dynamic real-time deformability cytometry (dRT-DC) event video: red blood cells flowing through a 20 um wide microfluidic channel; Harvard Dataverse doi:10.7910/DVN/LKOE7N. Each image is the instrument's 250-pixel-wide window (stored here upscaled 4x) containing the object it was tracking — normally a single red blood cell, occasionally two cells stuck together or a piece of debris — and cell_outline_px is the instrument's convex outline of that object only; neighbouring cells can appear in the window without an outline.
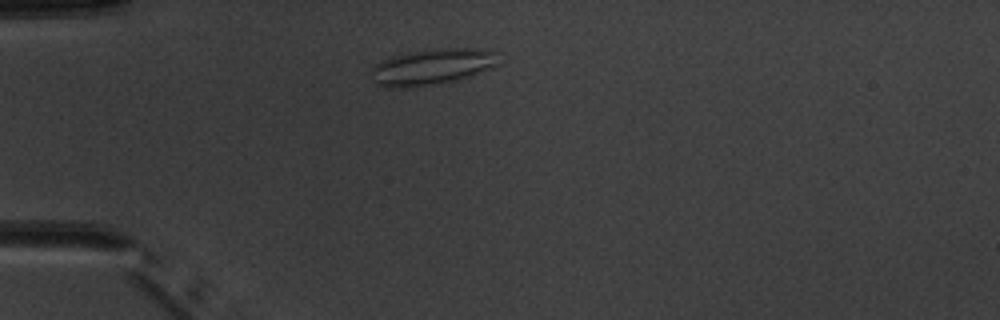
{"species": "common noctule bat (a hibernating species)", "species_latin": "Nyctalus noctula", "temperature_condition": "warm", "stored_images_in_passage": 2, "camera_frame_rate_fps": 3000, "um_per_image_px": 0.085, "animal": {"sex": "male", "body_mass_g": 20.1, "forearm_length_mm": 53.5}, "frame": {"image": 1, "passage_image": 2, "time_ms": 1.0, "image_size_px": [1000, 320], "cell_outline_px": [[500, 64], [492, 68], [472, 76], [440, 84], [376, 84], [368, 76], [368, 68], [372, 64], [392, 56], [436, 48], [468, 48], [496, 52]], "centroid_in_image_um": [36.76, 5.63], "position_along_channel_um": 48.2, "area_um2": 26.18}}